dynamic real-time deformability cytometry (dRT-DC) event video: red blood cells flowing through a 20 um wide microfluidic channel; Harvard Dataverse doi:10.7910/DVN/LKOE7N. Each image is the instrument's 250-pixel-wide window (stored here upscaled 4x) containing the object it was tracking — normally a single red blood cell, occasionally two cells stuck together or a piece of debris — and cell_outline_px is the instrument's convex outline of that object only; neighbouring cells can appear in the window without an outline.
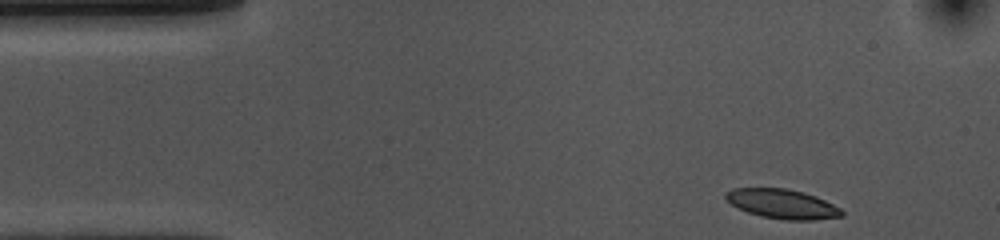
{"species": "common noctule bat (a hibernating species)", "species_latin": "Nyctalus noctula", "temperature_condition": "cold", "stored_images_in_passage": 40, "camera_frame_rate_fps": 3000, "um_per_image_px": 0.085, "animal": {"sex": "female", "body_mass_g": 10.0, "forearm_length_mm": 53.1}, "frame": {"image": 1, "passage_image": 1, "time_ms": 0.0, "image_size_px": [1000, 240], "cell_outline_px": [[844, 216], [812, 220], [784, 220], [760, 216], [748, 212], [732, 204], [724, 196], [724, 192], [732, 188], [784, 188], [804, 192], [816, 196], [840, 208], [844, 212]], "centroid_in_image_um": [66.5, 17.33], "position_along_channel_um": 18.5, "area_um2": 19.88}}
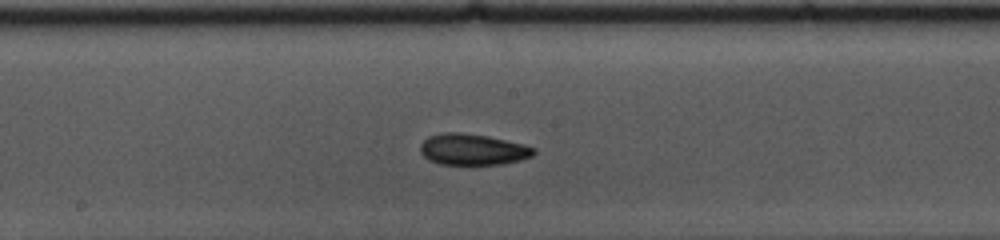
{"frame": {"image": 2, "passage_image": 23, "time_ms": 7.333, "image_size_px": [1000, 240], "cell_outline_px": [[536, 152], [532, 156], [520, 160], [500, 164], [440, 164], [428, 160], [420, 152], [420, 144], [428, 136], [444, 132], [456, 132], [488, 136], [524, 144], [536, 148]], "centroid_in_image_um": [40.17, 12.7], "position_along_channel_um": 208.0, "area_um2": 20.63}}
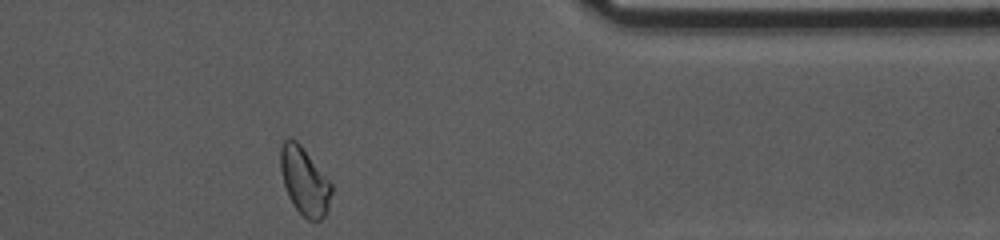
{"frame": {"image": 3, "passage_image": 40, "time_ms": 13.0, "image_size_px": [1000, 240], "cell_outline_px": [[332, 192], [328, 208], [324, 216], [320, 220], [308, 220], [296, 208], [288, 196], [284, 184], [280, 168], [280, 148], [284, 140], [296, 140], [300, 144], [332, 184]], "centroid_in_image_um": [25.88, 15.4], "position_along_channel_um": 385.5, "area_um2": 19.77}, "authors_computed_cell_mechanics": {"area_um2": 20.2589, "velocity_mm_per_s": 3.5181, "shape_relaxation_time_tau1_ms": 4.0793, "shape_relaxation_time_tau2_ms": 3.3078, "deformation_change_tau1": 0.1006, "deformation_change_tau2": 0.0834}}